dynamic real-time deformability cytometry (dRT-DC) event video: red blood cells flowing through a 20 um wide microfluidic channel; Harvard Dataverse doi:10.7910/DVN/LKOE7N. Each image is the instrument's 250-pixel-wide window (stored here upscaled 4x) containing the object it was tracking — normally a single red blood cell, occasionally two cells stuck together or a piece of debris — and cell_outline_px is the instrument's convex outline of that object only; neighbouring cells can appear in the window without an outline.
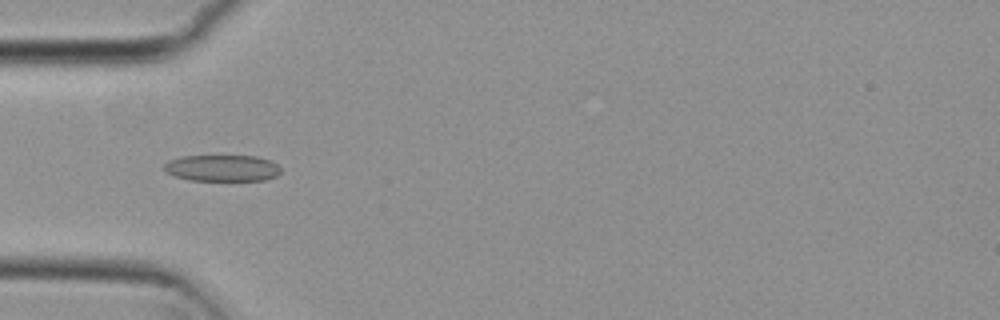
{"species": "common noctule bat (a hibernating species)", "species_latin": "Nyctalus noctula", "temperature_condition": "cold", "stored_images_in_passage": 39, "camera_frame_rate_fps": 3000, "um_per_image_px": 0.085, "animal": {"sex": "female", "body_mass_g": 29.2, "forearm_length_mm": 56.3}, "frame": {"image": 1, "passage_image": 4, "time_ms": 1.0, "image_size_px": [1000, 320], "cell_outline_px": [[280, 172], [276, 176], [264, 180], [188, 180], [176, 176], [168, 172], [164, 168], [164, 164], [168, 160], [184, 156], [256, 156], [268, 160], [276, 164], [280, 168]], "centroid_in_image_um": [18.88, 14.28], "position_along_channel_um": 66.1, "area_um2": 17.74}}
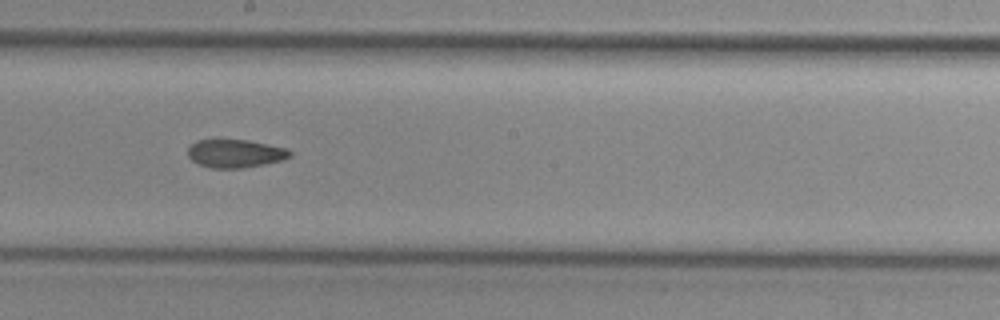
{"frame": {"image": 2, "passage_image": 17, "time_ms": 5.333, "image_size_px": [1000, 320], "cell_outline_px": [[292, 156], [284, 160], [244, 168], [212, 168], [200, 164], [192, 160], [188, 156], [188, 148], [196, 140], [248, 140], [288, 148], [292, 152]], "centroid_in_image_um": [20.04, 13.05], "position_along_channel_um": 228.2, "area_um2": 16.82}}
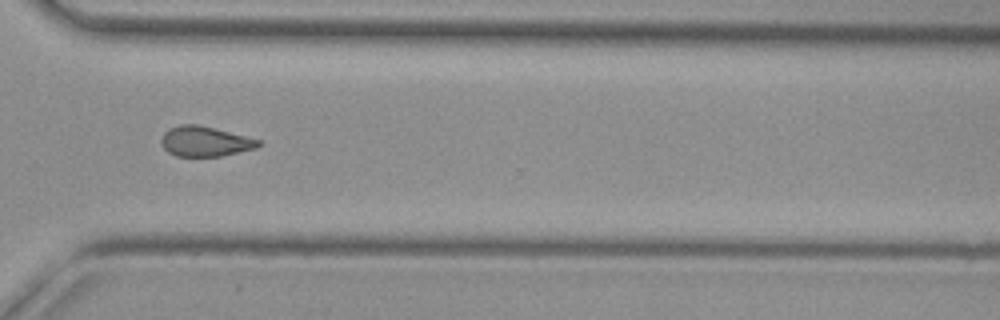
{"frame": {"image": 3, "passage_image": 27, "time_ms": 8.667, "image_size_px": [1000, 320], "cell_outline_px": [[260, 144], [256, 148], [220, 156], [176, 156], [168, 152], [164, 148], [160, 140], [164, 132], [168, 128], [180, 124], [196, 124], [260, 140]], "centroid_in_image_um": [17.37, 12.02], "position_along_channel_um": 353.2, "area_um2": 16.76}, "authors_computed_cell_mechanics": {"area_um2": 17.629, "velocity_mm_per_s": 3.7475, "shape_relaxation_time_tau1_ms": null, "shape_relaxation_time_tau2_ms": 4.0809, "deformation_change_tau1": null, "deformation_change_tau2": 0.1036}}